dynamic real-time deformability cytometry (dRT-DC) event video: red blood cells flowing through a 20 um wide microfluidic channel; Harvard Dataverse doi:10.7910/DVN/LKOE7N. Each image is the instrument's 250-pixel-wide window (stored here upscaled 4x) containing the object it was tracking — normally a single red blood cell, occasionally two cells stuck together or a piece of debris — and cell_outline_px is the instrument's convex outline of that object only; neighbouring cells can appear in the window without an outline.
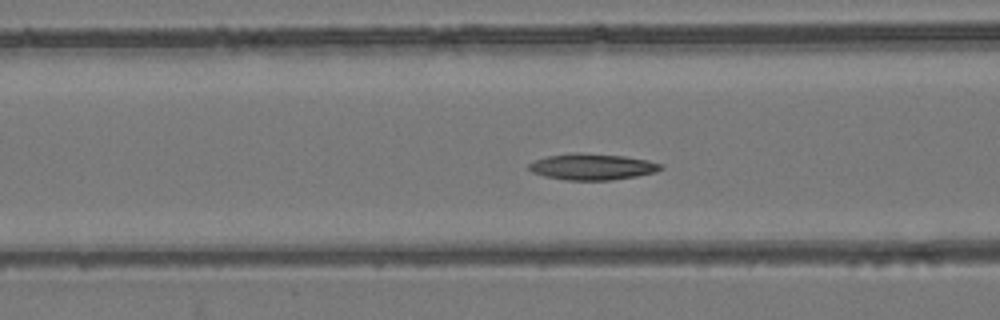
{"species": "common noctule bat (a hibernating species)", "species_latin": "Nyctalus noctula", "temperature_condition": "room temperature", "stored_images_in_passage": 55, "camera_frame_rate_fps": 3000, "um_per_image_px": 0.085, "animal": {"sex": "female", "body_mass_g": 24.6, "forearm_length_mm": 56.2}, "frame": {"image": 1, "passage_image": 23, "time_ms": 7.333, "image_size_px": [1000, 320], "cell_outline_px": [[664, 168], [656, 172], [636, 176], [612, 180], [568, 180], [544, 176], [532, 172], [528, 168], [528, 164], [536, 160], [548, 156], [572, 152], [580, 152], [624, 156], [648, 160], [664, 164]], "centroid_in_image_um": [50.37, 14.17], "position_along_channel_um": 116.2, "area_um2": 20.29}}
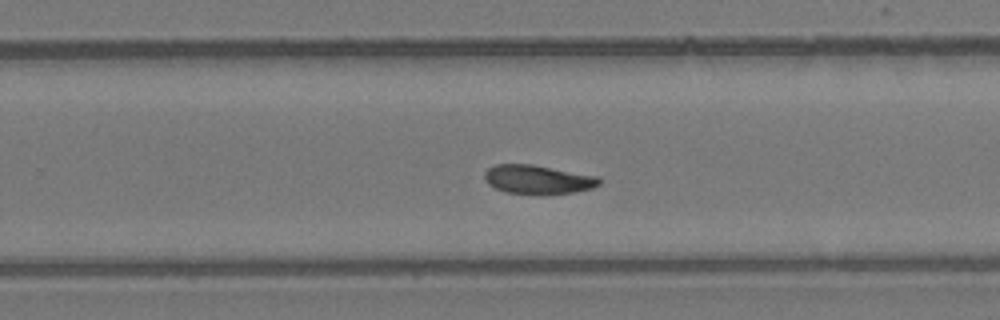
{"frame": {"image": 2, "passage_image": 36, "time_ms": 11.667, "image_size_px": [1000, 320], "cell_outline_px": [[600, 184], [592, 188], [576, 192], [504, 192], [488, 184], [484, 180], [484, 172], [488, 168], [496, 164], [532, 164], [600, 176]], "centroid_in_image_um": [45.71, 15.21], "position_along_channel_um": 284.1, "area_um2": 18.9}}
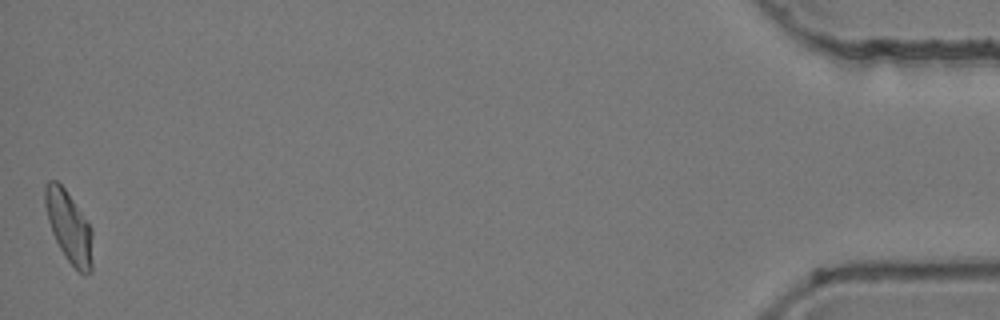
{"frame": {"image": 3, "passage_image": 55, "time_ms": 18.0, "image_size_px": [1000, 320], "cell_outline_px": [[92, 272], [84, 276], [76, 272], [64, 256], [52, 232], [48, 220], [44, 204], [44, 184], [48, 180], [56, 180], [64, 188], [92, 228]], "centroid_in_image_um": [5.86, 19.34], "position_along_channel_um": 429.3, "area_um2": 20.0}, "authors_computed_cell_mechanics": {"area_um2": 19.7676, "velocity_mm_per_s": 3.8799, "shape_relaxation_time_tau1_ms": null, "shape_relaxation_time_tau2_ms": 8.2543, "deformation_change_tau1": null, "deformation_change_tau2": 0.1391}}